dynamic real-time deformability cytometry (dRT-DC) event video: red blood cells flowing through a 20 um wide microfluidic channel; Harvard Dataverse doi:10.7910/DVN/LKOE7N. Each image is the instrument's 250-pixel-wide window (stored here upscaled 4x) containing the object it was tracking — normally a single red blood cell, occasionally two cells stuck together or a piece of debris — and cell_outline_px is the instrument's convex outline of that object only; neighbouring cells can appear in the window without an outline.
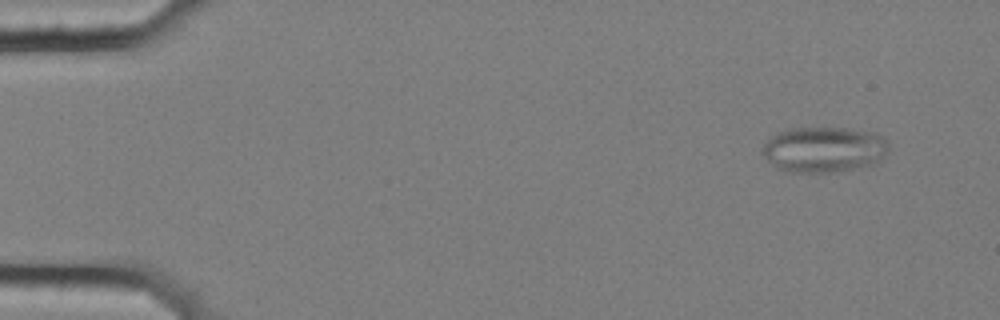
{"species": "common noctule bat (a hibernating species)", "species_latin": "Nyctalus noctula", "temperature_condition": "cold", "stored_images_in_passage": 14, "camera_frame_rate_fps": 3000, "um_per_image_px": 0.085, "animal": {"sex": "female", "body_mass_g": 25.1}, "frame": {"image": 1, "passage_image": 5, "time_ms": 1.333, "image_size_px": [1000, 320], "cell_outline_px": [[888, 148], [880, 160], [876, 164], [832, 172], [784, 172], [776, 168], [764, 156], [764, 144], [776, 132], [792, 128], [844, 128], [876, 132], [884, 136], [888, 140]], "centroid_in_image_um": [70.06, 12.7], "position_along_channel_um": 14.9, "area_um2": 33.64}}